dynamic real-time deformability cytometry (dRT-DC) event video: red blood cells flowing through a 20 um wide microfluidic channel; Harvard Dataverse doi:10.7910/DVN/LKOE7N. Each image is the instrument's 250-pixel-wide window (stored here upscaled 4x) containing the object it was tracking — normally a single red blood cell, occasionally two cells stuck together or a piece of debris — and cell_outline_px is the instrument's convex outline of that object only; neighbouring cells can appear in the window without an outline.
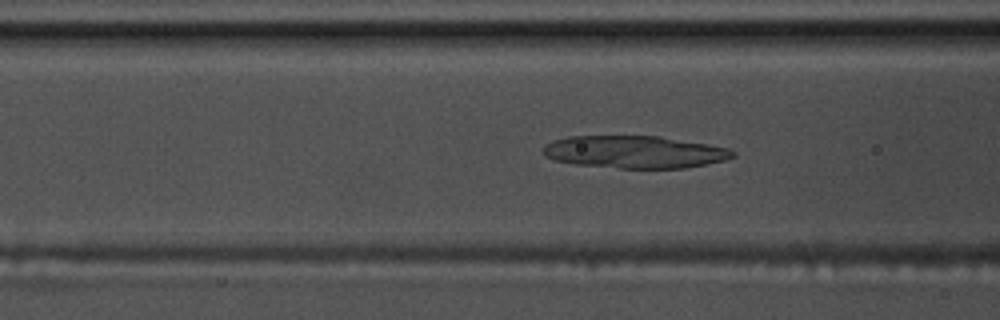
{"species": "common noctule bat (a hibernating species)", "species_latin": "Nyctalus noctula", "temperature_condition": "warm", "stored_images_in_passage": 58, "camera_frame_rate_fps": 3000, "um_per_image_px": 0.085, "animal": {"sex": "male", "body_mass_g": 17.5, "forearm_length_mm": 52.3}, "frame": {"image": 1, "passage_image": 23, "time_ms": 7.333, "image_size_px": [1000, 320], "cell_outline_px": [[736, 156], [724, 160], [684, 168], [620, 168], [576, 164], [556, 160], [544, 156], [544, 144], [552, 140], [568, 136], [660, 136], [708, 144], [728, 148], [736, 152]], "centroid_in_image_um": [53.94, 12.91], "position_along_channel_um": 112.7, "area_um2": 35.78}}
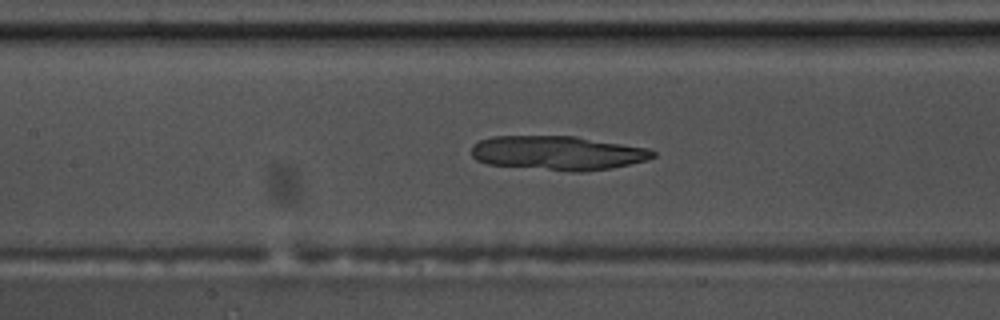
{"frame": {"image": 2, "passage_image": 27, "time_ms": 8.667, "image_size_px": [1000, 320], "cell_outline_px": [[656, 156], [648, 160], [612, 168], [584, 172], [572, 172], [488, 164], [476, 160], [472, 156], [472, 144], [480, 140], [492, 136], [576, 136], [648, 148], [656, 152]], "centroid_in_image_um": [47.43, 13.01], "position_along_channel_um": 160.0, "area_um2": 36.41}}
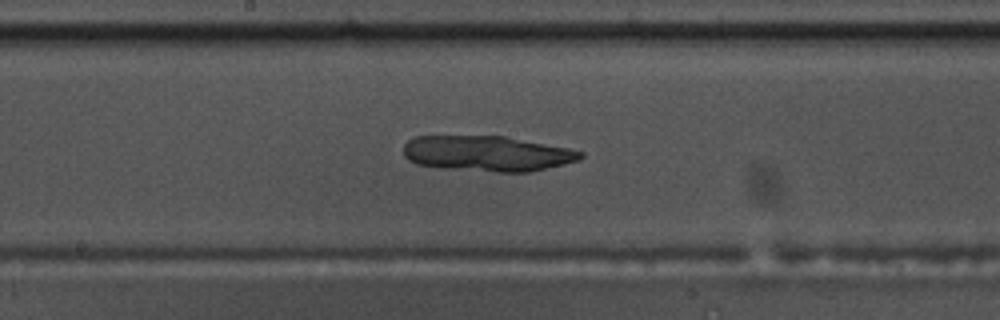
{"frame": {"image": 3, "passage_image": 31, "time_ms": 10.0, "image_size_px": [1000, 320], "cell_outline_px": [[584, 156], [580, 160], [532, 172], [496, 172], [440, 168], [416, 164], [408, 160], [404, 156], [404, 144], [408, 140], [416, 136], [504, 136], [568, 148], [584, 152]], "centroid_in_image_um": [41.4, 13.06], "position_along_channel_um": 206.8, "area_um2": 36.82}}